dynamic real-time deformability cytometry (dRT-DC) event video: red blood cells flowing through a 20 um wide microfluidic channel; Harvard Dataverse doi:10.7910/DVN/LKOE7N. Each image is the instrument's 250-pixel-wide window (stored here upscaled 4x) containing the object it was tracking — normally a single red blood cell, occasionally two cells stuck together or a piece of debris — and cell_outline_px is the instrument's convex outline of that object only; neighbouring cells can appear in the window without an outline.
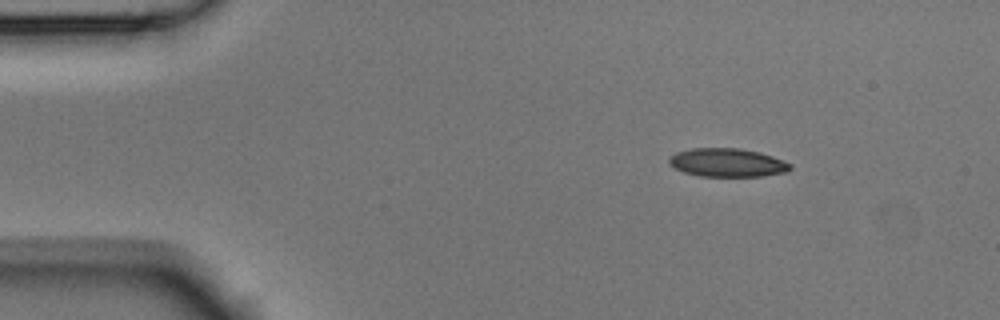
{"species": "Egyptian fruit bat (a non-hibernating species)", "species_latin": "Rousettus aegyptiacus", "temperature_condition": "room temperature", "stored_images_in_passage": 3, "camera_frame_rate_fps": 3000, "um_per_image_px": 0.085, "animal": {"sex": "male"}, "frame": {"image": 1, "passage_image": 1, "time_ms": 0.0, "image_size_px": [1000, 320], "cell_outline_px": [[792, 168], [788, 172], [764, 176], [700, 176], [684, 172], [668, 164], [668, 160], [676, 152], [692, 148], [740, 148], [760, 152], [772, 156], [792, 164]], "centroid_in_image_um": [61.85, 13.82], "position_along_channel_um": 23.1, "area_um2": 20.17}}
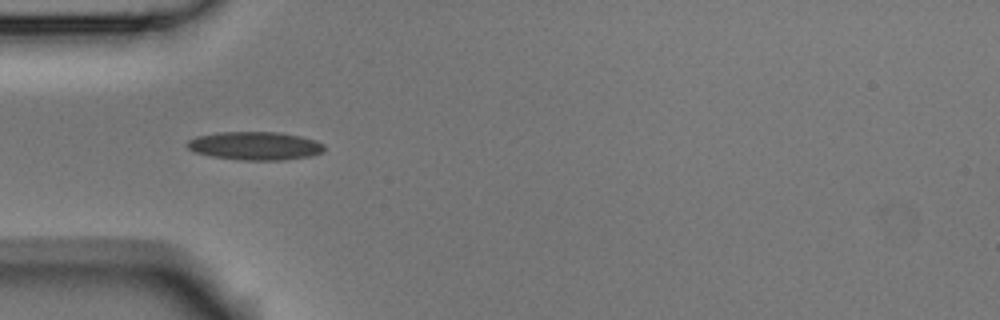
{"frame": {"image": 2, "passage_image": 3, "time_ms": 0.667, "image_size_px": [1000, 320], "cell_outline_px": [[324, 152], [308, 156], [284, 160], [240, 160], [212, 156], [192, 152], [184, 144], [188, 140], [196, 136], [216, 132], [280, 132], [300, 136], [316, 140], [324, 144]], "centroid_in_image_um": [21.64, 12.39], "position_along_channel_um": 63.4, "area_um2": 22.83}}